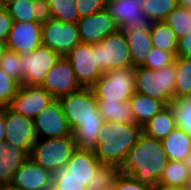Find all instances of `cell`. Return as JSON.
I'll return each mask as SVG.
<instances>
[{
  "mask_svg": "<svg viewBox=\"0 0 191 190\" xmlns=\"http://www.w3.org/2000/svg\"><path fill=\"white\" fill-rule=\"evenodd\" d=\"M63 113L71 128L76 148L94 151L98 133L104 124L98 110V100L92 88H81L59 99Z\"/></svg>",
  "mask_w": 191,
  "mask_h": 190,
  "instance_id": "cell-1",
  "label": "cell"
},
{
  "mask_svg": "<svg viewBox=\"0 0 191 190\" xmlns=\"http://www.w3.org/2000/svg\"><path fill=\"white\" fill-rule=\"evenodd\" d=\"M168 161L161 140L142 133L116 170L117 174H126L142 184L155 188Z\"/></svg>",
  "mask_w": 191,
  "mask_h": 190,
  "instance_id": "cell-2",
  "label": "cell"
},
{
  "mask_svg": "<svg viewBox=\"0 0 191 190\" xmlns=\"http://www.w3.org/2000/svg\"><path fill=\"white\" fill-rule=\"evenodd\" d=\"M143 133L139 125H127L106 121L98 133V144L94 150L102 165L118 167L129 150L138 142Z\"/></svg>",
  "mask_w": 191,
  "mask_h": 190,
  "instance_id": "cell-3",
  "label": "cell"
},
{
  "mask_svg": "<svg viewBox=\"0 0 191 190\" xmlns=\"http://www.w3.org/2000/svg\"><path fill=\"white\" fill-rule=\"evenodd\" d=\"M134 84L135 92L161 100L166 105L170 104L175 98V61L159 70H152L143 66L135 67Z\"/></svg>",
  "mask_w": 191,
  "mask_h": 190,
  "instance_id": "cell-4",
  "label": "cell"
},
{
  "mask_svg": "<svg viewBox=\"0 0 191 190\" xmlns=\"http://www.w3.org/2000/svg\"><path fill=\"white\" fill-rule=\"evenodd\" d=\"M76 144L73 135L62 138L38 139L29 157L52 174L67 165Z\"/></svg>",
  "mask_w": 191,
  "mask_h": 190,
  "instance_id": "cell-5",
  "label": "cell"
},
{
  "mask_svg": "<svg viewBox=\"0 0 191 190\" xmlns=\"http://www.w3.org/2000/svg\"><path fill=\"white\" fill-rule=\"evenodd\" d=\"M92 45L96 66L102 73L133 67L127 38L120 29Z\"/></svg>",
  "mask_w": 191,
  "mask_h": 190,
  "instance_id": "cell-6",
  "label": "cell"
},
{
  "mask_svg": "<svg viewBox=\"0 0 191 190\" xmlns=\"http://www.w3.org/2000/svg\"><path fill=\"white\" fill-rule=\"evenodd\" d=\"M134 74V67L103 73L91 87L96 99H106V102H129L135 93Z\"/></svg>",
  "mask_w": 191,
  "mask_h": 190,
  "instance_id": "cell-7",
  "label": "cell"
},
{
  "mask_svg": "<svg viewBox=\"0 0 191 190\" xmlns=\"http://www.w3.org/2000/svg\"><path fill=\"white\" fill-rule=\"evenodd\" d=\"M145 0L107 1L106 10L124 34L135 30L151 31L155 21L142 11Z\"/></svg>",
  "mask_w": 191,
  "mask_h": 190,
  "instance_id": "cell-8",
  "label": "cell"
},
{
  "mask_svg": "<svg viewBox=\"0 0 191 190\" xmlns=\"http://www.w3.org/2000/svg\"><path fill=\"white\" fill-rule=\"evenodd\" d=\"M42 45L60 56H66L80 41L77 23H65L52 18L42 24Z\"/></svg>",
  "mask_w": 191,
  "mask_h": 190,
  "instance_id": "cell-9",
  "label": "cell"
},
{
  "mask_svg": "<svg viewBox=\"0 0 191 190\" xmlns=\"http://www.w3.org/2000/svg\"><path fill=\"white\" fill-rule=\"evenodd\" d=\"M61 56L51 48L40 45L31 55L20 56L23 74V85H41L48 71Z\"/></svg>",
  "mask_w": 191,
  "mask_h": 190,
  "instance_id": "cell-10",
  "label": "cell"
},
{
  "mask_svg": "<svg viewBox=\"0 0 191 190\" xmlns=\"http://www.w3.org/2000/svg\"><path fill=\"white\" fill-rule=\"evenodd\" d=\"M64 57L71 64L82 88H91L103 74L96 66L92 44L80 42Z\"/></svg>",
  "mask_w": 191,
  "mask_h": 190,
  "instance_id": "cell-11",
  "label": "cell"
},
{
  "mask_svg": "<svg viewBox=\"0 0 191 190\" xmlns=\"http://www.w3.org/2000/svg\"><path fill=\"white\" fill-rule=\"evenodd\" d=\"M33 121L38 139L62 138L72 135L59 99L50 102Z\"/></svg>",
  "mask_w": 191,
  "mask_h": 190,
  "instance_id": "cell-12",
  "label": "cell"
},
{
  "mask_svg": "<svg viewBox=\"0 0 191 190\" xmlns=\"http://www.w3.org/2000/svg\"><path fill=\"white\" fill-rule=\"evenodd\" d=\"M6 143H12L31 154L33 145L38 140L34 121L5 106Z\"/></svg>",
  "mask_w": 191,
  "mask_h": 190,
  "instance_id": "cell-13",
  "label": "cell"
},
{
  "mask_svg": "<svg viewBox=\"0 0 191 190\" xmlns=\"http://www.w3.org/2000/svg\"><path fill=\"white\" fill-rule=\"evenodd\" d=\"M53 100V96L44 87L21 84L7 106L14 112L34 119Z\"/></svg>",
  "mask_w": 191,
  "mask_h": 190,
  "instance_id": "cell-14",
  "label": "cell"
},
{
  "mask_svg": "<svg viewBox=\"0 0 191 190\" xmlns=\"http://www.w3.org/2000/svg\"><path fill=\"white\" fill-rule=\"evenodd\" d=\"M40 86L44 87L54 99H60L82 88L75 78L71 64L64 56H61L48 71Z\"/></svg>",
  "mask_w": 191,
  "mask_h": 190,
  "instance_id": "cell-15",
  "label": "cell"
},
{
  "mask_svg": "<svg viewBox=\"0 0 191 190\" xmlns=\"http://www.w3.org/2000/svg\"><path fill=\"white\" fill-rule=\"evenodd\" d=\"M42 24L39 22H14L7 37V49L20 56H29L42 44Z\"/></svg>",
  "mask_w": 191,
  "mask_h": 190,
  "instance_id": "cell-16",
  "label": "cell"
},
{
  "mask_svg": "<svg viewBox=\"0 0 191 190\" xmlns=\"http://www.w3.org/2000/svg\"><path fill=\"white\" fill-rule=\"evenodd\" d=\"M80 41L94 44L120 29L113 17L105 9L81 17L77 21Z\"/></svg>",
  "mask_w": 191,
  "mask_h": 190,
  "instance_id": "cell-17",
  "label": "cell"
},
{
  "mask_svg": "<svg viewBox=\"0 0 191 190\" xmlns=\"http://www.w3.org/2000/svg\"><path fill=\"white\" fill-rule=\"evenodd\" d=\"M11 184L21 190H44L53 184V176L28 157L15 172Z\"/></svg>",
  "mask_w": 191,
  "mask_h": 190,
  "instance_id": "cell-18",
  "label": "cell"
},
{
  "mask_svg": "<svg viewBox=\"0 0 191 190\" xmlns=\"http://www.w3.org/2000/svg\"><path fill=\"white\" fill-rule=\"evenodd\" d=\"M29 155L12 143H0V184H11L15 172Z\"/></svg>",
  "mask_w": 191,
  "mask_h": 190,
  "instance_id": "cell-19",
  "label": "cell"
},
{
  "mask_svg": "<svg viewBox=\"0 0 191 190\" xmlns=\"http://www.w3.org/2000/svg\"><path fill=\"white\" fill-rule=\"evenodd\" d=\"M67 166L74 177L87 185L102 164L98 161L94 151L76 148L67 162Z\"/></svg>",
  "mask_w": 191,
  "mask_h": 190,
  "instance_id": "cell-20",
  "label": "cell"
},
{
  "mask_svg": "<svg viewBox=\"0 0 191 190\" xmlns=\"http://www.w3.org/2000/svg\"><path fill=\"white\" fill-rule=\"evenodd\" d=\"M137 125L143 127L167 105L161 100L135 92L129 100Z\"/></svg>",
  "mask_w": 191,
  "mask_h": 190,
  "instance_id": "cell-21",
  "label": "cell"
},
{
  "mask_svg": "<svg viewBox=\"0 0 191 190\" xmlns=\"http://www.w3.org/2000/svg\"><path fill=\"white\" fill-rule=\"evenodd\" d=\"M161 142L168 160L185 161L191 150V135L178 127Z\"/></svg>",
  "mask_w": 191,
  "mask_h": 190,
  "instance_id": "cell-22",
  "label": "cell"
},
{
  "mask_svg": "<svg viewBox=\"0 0 191 190\" xmlns=\"http://www.w3.org/2000/svg\"><path fill=\"white\" fill-rule=\"evenodd\" d=\"M177 127L172 111L167 105L142 128L143 133L151 138L163 140Z\"/></svg>",
  "mask_w": 191,
  "mask_h": 190,
  "instance_id": "cell-23",
  "label": "cell"
},
{
  "mask_svg": "<svg viewBox=\"0 0 191 190\" xmlns=\"http://www.w3.org/2000/svg\"><path fill=\"white\" fill-rule=\"evenodd\" d=\"M128 41L133 67L142 66L153 48L150 31H138L124 34Z\"/></svg>",
  "mask_w": 191,
  "mask_h": 190,
  "instance_id": "cell-24",
  "label": "cell"
},
{
  "mask_svg": "<svg viewBox=\"0 0 191 190\" xmlns=\"http://www.w3.org/2000/svg\"><path fill=\"white\" fill-rule=\"evenodd\" d=\"M98 100V110L104 121L120 122L127 125H137L129 102H106Z\"/></svg>",
  "mask_w": 191,
  "mask_h": 190,
  "instance_id": "cell-25",
  "label": "cell"
},
{
  "mask_svg": "<svg viewBox=\"0 0 191 190\" xmlns=\"http://www.w3.org/2000/svg\"><path fill=\"white\" fill-rule=\"evenodd\" d=\"M190 178L185 161L169 160L158 185L165 187L184 188Z\"/></svg>",
  "mask_w": 191,
  "mask_h": 190,
  "instance_id": "cell-26",
  "label": "cell"
},
{
  "mask_svg": "<svg viewBox=\"0 0 191 190\" xmlns=\"http://www.w3.org/2000/svg\"><path fill=\"white\" fill-rule=\"evenodd\" d=\"M152 45L167 52H176L178 38L165 21H156L150 31Z\"/></svg>",
  "mask_w": 191,
  "mask_h": 190,
  "instance_id": "cell-27",
  "label": "cell"
},
{
  "mask_svg": "<svg viewBox=\"0 0 191 190\" xmlns=\"http://www.w3.org/2000/svg\"><path fill=\"white\" fill-rule=\"evenodd\" d=\"M176 84L174 87V97L184 98L191 95V58H175Z\"/></svg>",
  "mask_w": 191,
  "mask_h": 190,
  "instance_id": "cell-28",
  "label": "cell"
},
{
  "mask_svg": "<svg viewBox=\"0 0 191 190\" xmlns=\"http://www.w3.org/2000/svg\"><path fill=\"white\" fill-rule=\"evenodd\" d=\"M168 106L177 127L191 135V99L189 97L174 98Z\"/></svg>",
  "mask_w": 191,
  "mask_h": 190,
  "instance_id": "cell-29",
  "label": "cell"
},
{
  "mask_svg": "<svg viewBox=\"0 0 191 190\" xmlns=\"http://www.w3.org/2000/svg\"><path fill=\"white\" fill-rule=\"evenodd\" d=\"M52 17L65 23H77L79 17L75 0H48Z\"/></svg>",
  "mask_w": 191,
  "mask_h": 190,
  "instance_id": "cell-30",
  "label": "cell"
},
{
  "mask_svg": "<svg viewBox=\"0 0 191 190\" xmlns=\"http://www.w3.org/2000/svg\"><path fill=\"white\" fill-rule=\"evenodd\" d=\"M164 21L174 30L176 37L179 39L191 30L190 9L177 6L167 15Z\"/></svg>",
  "mask_w": 191,
  "mask_h": 190,
  "instance_id": "cell-31",
  "label": "cell"
},
{
  "mask_svg": "<svg viewBox=\"0 0 191 190\" xmlns=\"http://www.w3.org/2000/svg\"><path fill=\"white\" fill-rule=\"evenodd\" d=\"M14 22H36V6L33 0H15L4 6Z\"/></svg>",
  "mask_w": 191,
  "mask_h": 190,
  "instance_id": "cell-32",
  "label": "cell"
},
{
  "mask_svg": "<svg viewBox=\"0 0 191 190\" xmlns=\"http://www.w3.org/2000/svg\"><path fill=\"white\" fill-rule=\"evenodd\" d=\"M177 6V0H145L142 11L155 22L164 21Z\"/></svg>",
  "mask_w": 191,
  "mask_h": 190,
  "instance_id": "cell-33",
  "label": "cell"
},
{
  "mask_svg": "<svg viewBox=\"0 0 191 190\" xmlns=\"http://www.w3.org/2000/svg\"><path fill=\"white\" fill-rule=\"evenodd\" d=\"M117 175L116 167L112 165H102L89 180L87 190H109L112 188L114 179Z\"/></svg>",
  "mask_w": 191,
  "mask_h": 190,
  "instance_id": "cell-34",
  "label": "cell"
},
{
  "mask_svg": "<svg viewBox=\"0 0 191 190\" xmlns=\"http://www.w3.org/2000/svg\"><path fill=\"white\" fill-rule=\"evenodd\" d=\"M0 69L14 79L19 85L22 84L23 74L20 65V55L13 50L7 49L0 58Z\"/></svg>",
  "mask_w": 191,
  "mask_h": 190,
  "instance_id": "cell-35",
  "label": "cell"
},
{
  "mask_svg": "<svg viewBox=\"0 0 191 190\" xmlns=\"http://www.w3.org/2000/svg\"><path fill=\"white\" fill-rule=\"evenodd\" d=\"M52 176L58 190H87L86 185L70 173L67 165L55 171Z\"/></svg>",
  "mask_w": 191,
  "mask_h": 190,
  "instance_id": "cell-36",
  "label": "cell"
},
{
  "mask_svg": "<svg viewBox=\"0 0 191 190\" xmlns=\"http://www.w3.org/2000/svg\"><path fill=\"white\" fill-rule=\"evenodd\" d=\"M175 58L176 52H167L153 46L142 66L152 70H159L165 65L173 63Z\"/></svg>",
  "mask_w": 191,
  "mask_h": 190,
  "instance_id": "cell-37",
  "label": "cell"
},
{
  "mask_svg": "<svg viewBox=\"0 0 191 190\" xmlns=\"http://www.w3.org/2000/svg\"><path fill=\"white\" fill-rule=\"evenodd\" d=\"M19 84L0 69V108L7 106L16 96Z\"/></svg>",
  "mask_w": 191,
  "mask_h": 190,
  "instance_id": "cell-38",
  "label": "cell"
},
{
  "mask_svg": "<svg viewBox=\"0 0 191 190\" xmlns=\"http://www.w3.org/2000/svg\"><path fill=\"white\" fill-rule=\"evenodd\" d=\"M112 190H152L153 188L142 184L136 181L133 177H130L126 174H117L113 185Z\"/></svg>",
  "mask_w": 191,
  "mask_h": 190,
  "instance_id": "cell-39",
  "label": "cell"
},
{
  "mask_svg": "<svg viewBox=\"0 0 191 190\" xmlns=\"http://www.w3.org/2000/svg\"><path fill=\"white\" fill-rule=\"evenodd\" d=\"M79 17H85L106 7V0H75Z\"/></svg>",
  "mask_w": 191,
  "mask_h": 190,
  "instance_id": "cell-40",
  "label": "cell"
},
{
  "mask_svg": "<svg viewBox=\"0 0 191 190\" xmlns=\"http://www.w3.org/2000/svg\"><path fill=\"white\" fill-rule=\"evenodd\" d=\"M33 4L36 6V22L43 24L53 18L48 0H33Z\"/></svg>",
  "mask_w": 191,
  "mask_h": 190,
  "instance_id": "cell-41",
  "label": "cell"
},
{
  "mask_svg": "<svg viewBox=\"0 0 191 190\" xmlns=\"http://www.w3.org/2000/svg\"><path fill=\"white\" fill-rule=\"evenodd\" d=\"M14 20L4 6L0 7V39L6 41Z\"/></svg>",
  "mask_w": 191,
  "mask_h": 190,
  "instance_id": "cell-42",
  "label": "cell"
},
{
  "mask_svg": "<svg viewBox=\"0 0 191 190\" xmlns=\"http://www.w3.org/2000/svg\"><path fill=\"white\" fill-rule=\"evenodd\" d=\"M176 56L191 58V30L178 39Z\"/></svg>",
  "mask_w": 191,
  "mask_h": 190,
  "instance_id": "cell-43",
  "label": "cell"
},
{
  "mask_svg": "<svg viewBox=\"0 0 191 190\" xmlns=\"http://www.w3.org/2000/svg\"><path fill=\"white\" fill-rule=\"evenodd\" d=\"M6 126H5V106L0 108V143L5 141Z\"/></svg>",
  "mask_w": 191,
  "mask_h": 190,
  "instance_id": "cell-44",
  "label": "cell"
},
{
  "mask_svg": "<svg viewBox=\"0 0 191 190\" xmlns=\"http://www.w3.org/2000/svg\"><path fill=\"white\" fill-rule=\"evenodd\" d=\"M177 5L182 8L191 9V0H177Z\"/></svg>",
  "mask_w": 191,
  "mask_h": 190,
  "instance_id": "cell-45",
  "label": "cell"
},
{
  "mask_svg": "<svg viewBox=\"0 0 191 190\" xmlns=\"http://www.w3.org/2000/svg\"><path fill=\"white\" fill-rule=\"evenodd\" d=\"M0 190H21L13 184H0Z\"/></svg>",
  "mask_w": 191,
  "mask_h": 190,
  "instance_id": "cell-46",
  "label": "cell"
},
{
  "mask_svg": "<svg viewBox=\"0 0 191 190\" xmlns=\"http://www.w3.org/2000/svg\"><path fill=\"white\" fill-rule=\"evenodd\" d=\"M152 190H184V188L165 187V186H162V185H157Z\"/></svg>",
  "mask_w": 191,
  "mask_h": 190,
  "instance_id": "cell-47",
  "label": "cell"
},
{
  "mask_svg": "<svg viewBox=\"0 0 191 190\" xmlns=\"http://www.w3.org/2000/svg\"><path fill=\"white\" fill-rule=\"evenodd\" d=\"M6 50H7L6 41L0 39V58L3 56Z\"/></svg>",
  "mask_w": 191,
  "mask_h": 190,
  "instance_id": "cell-48",
  "label": "cell"
},
{
  "mask_svg": "<svg viewBox=\"0 0 191 190\" xmlns=\"http://www.w3.org/2000/svg\"><path fill=\"white\" fill-rule=\"evenodd\" d=\"M185 164L190 172V175H191V150L189 151L186 159H185Z\"/></svg>",
  "mask_w": 191,
  "mask_h": 190,
  "instance_id": "cell-49",
  "label": "cell"
},
{
  "mask_svg": "<svg viewBox=\"0 0 191 190\" xmlns=\"http://www.w3.org/2000/svg\"><path fill=\"white\" fill-rule=\"evenodd\" d=\"M184 190H191V175L186 185L184 186Z\"/></svg>",
  "mask_w": 191,
  "mask_h": 190,
  "instance_id": "cell-50",
  "label": "cell"
},
{
  "mask_svg": "<svg viewBox=\"0 0 191 190\" xmlns=\"http://www.w3.org/2000/svg\"><path fill=\"white\" fill-rule=\"evenodd\" d=\"M14 1L15 0H0L2 6H5L6 4L14 2Z\"/></svg>",
  "mask_w": 191,
  "mask_h": 190,
  "instance_id": "cell-51",
  "label": "cell"
},
{
  "mask_svg": "<svg viewBox=\"0 0 191 190\" xmlns=\"http://www.w3.org/2000/svg\"><path fill=\"white\" fill-rule=\"evenodd\" d=\"M44 190H58V189L54 184H52L49 187L45 188Z\"/></svg>",
  "mask_w": 191,
  "mask_h": 190,
  "instance_id": "cell-52",
  "label": "cell"
}]
</instances>
